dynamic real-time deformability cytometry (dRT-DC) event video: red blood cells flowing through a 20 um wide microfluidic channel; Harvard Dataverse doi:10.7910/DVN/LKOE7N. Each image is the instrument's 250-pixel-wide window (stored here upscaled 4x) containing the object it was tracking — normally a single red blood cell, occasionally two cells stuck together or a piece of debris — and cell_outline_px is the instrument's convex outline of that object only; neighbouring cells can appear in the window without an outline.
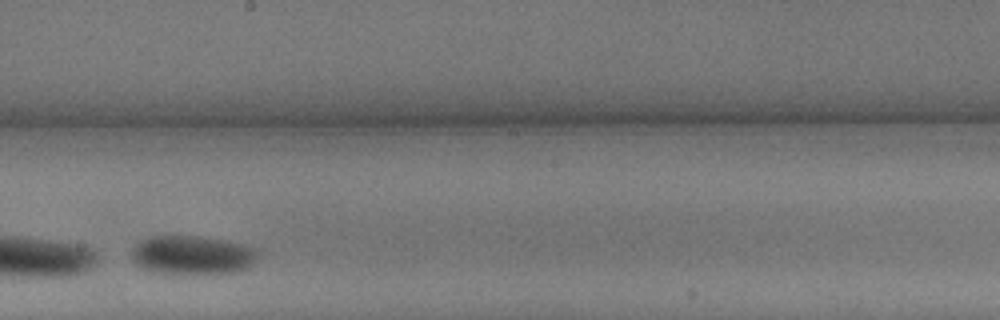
{"species": "common noctule bat (a hibernating species)", "species_latin": "Nyctalus noctula", "temperature_condition": "warm", "stored_images_in_passage": 13, "camera_frame_rate_fps": 3000, "um_per_image_px": 0.085, "animal": {"sex": "male", "body_mass_g": 13.3}, "frame": {"image": 1, "passage_image": 8, "time_ms": 2.333, "image_size_px": [1000, 320], "cell_outline_px": [[256, 260], [248, 268], [232, 272], [152, 272], [132, 260], [132, 252], [136, 244], [140, 240], [152, 236], [196, 236], [224, 240], [244, 244], [256, 248]], "centroid_in_image_um": [16.36, 21.65], "position_along_channel_um": 231.8, "area_um2": 27.86}}
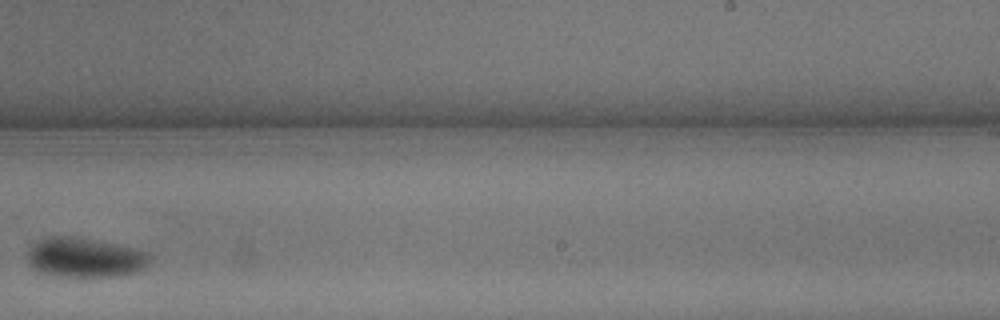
{"frame": {"image": 2, "passage_image": 10, "time_ms": 3.0, "image_size_px": [1000, 320], "cell_outline_px": [[152, 256], [144, 268], [136, 272], [112, 276], [60, 276], [40, 272], [28, 264], [28, 252], [32, 244], [48, 236], [68, 236], [140, 248], [148, 252]], "centroid_in_image_um": [7.24, 21.88], "position_along_channel_um": 281.8, "area_um2": 28.09}}
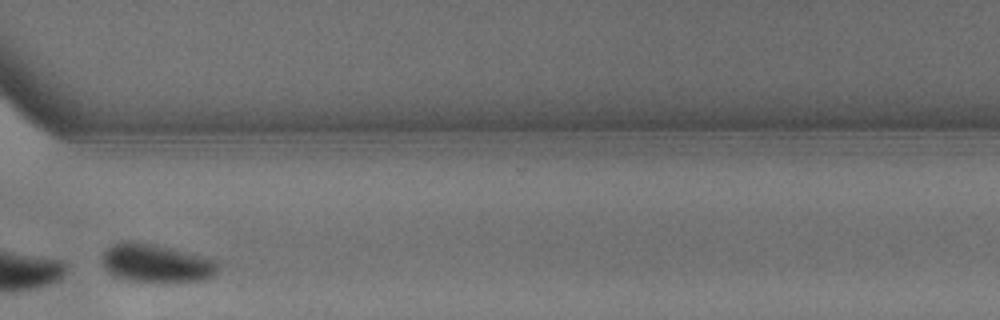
{"frame": {"image": 3, "passage_image": 13, "time_ms": 4.0, "image_size_px": [1000, 320], "cell_outline_px": [[220, 268], [212, 276], [196, 280], [136, 280], [116, 276], [108, 272], [104, 268], [100, 260], [104, 252], [112, 244], [128, 240], [132, 240], [172, 248], [216, 260]], "centroid_in_image_um": [13.23, 22.32], "position_along_channel_um": 357.4, "area_um2": 25.14}}